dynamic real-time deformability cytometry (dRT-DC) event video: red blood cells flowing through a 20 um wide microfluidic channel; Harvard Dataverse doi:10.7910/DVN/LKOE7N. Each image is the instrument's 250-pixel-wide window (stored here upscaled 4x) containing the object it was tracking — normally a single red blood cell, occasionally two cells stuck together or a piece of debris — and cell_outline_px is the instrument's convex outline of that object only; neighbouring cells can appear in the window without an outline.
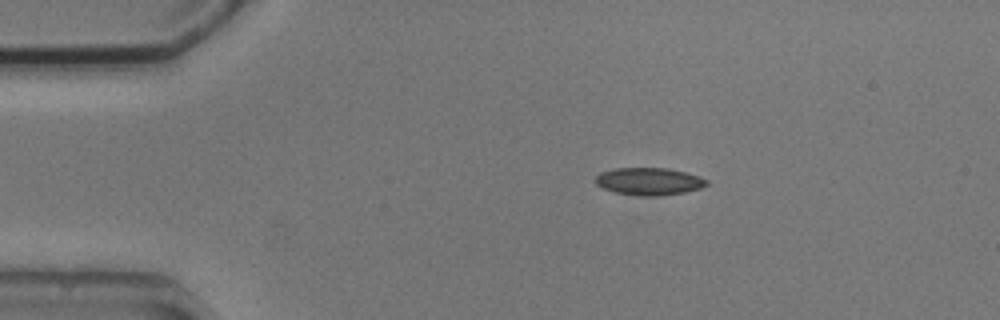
{"species": "common noctule bat (a hibernating species)", "species_latin": "Nyctalus noctula", "temperature_condition": "cold", "stored_images_in_passage": 9, "camera_frame_rate_fps": 3000, "um_per_image_px": 0.085, "animal": {"sex": "male", "body_mass_g": 20.5, "forearm_length_mm": 52.5}, "frame": {"image": 1, "passage_image": 1, "time_ms": 0.0, "image_size_px": [1000, 320], "cell_outline_px": [[708, 184], [700, 188], [684, 192], [656, 196], [640, 196], [616, 192], [604, 188], [596, 184], [596, 176], [600, 172], [612, 168], [668, 168], [700, 176], [708, 180]], "centroid_in_image_um": [55.17, 15.41], "position_along_channel_um": 29.8, "area_um2": 17.69}}
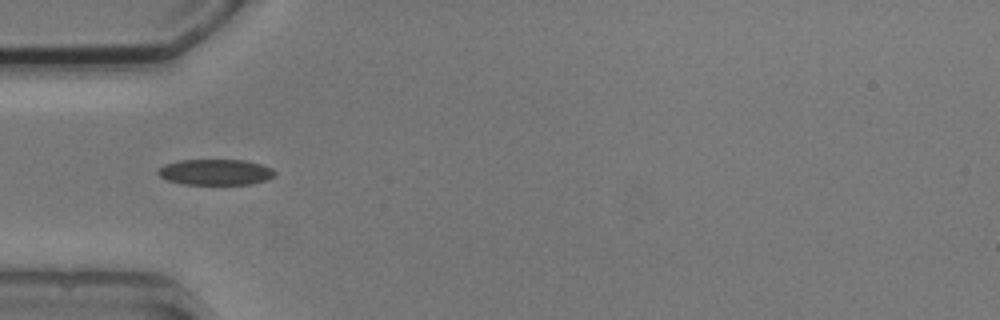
{"frame": {"image": 2, "passage_image": 3, "time_ms": 2.333, "image_size_px": [1000, 320], "cell_outline_px": [[276, 176], [268, 180], [252, 184], [184, 184], [168, 180], [160, 176], [156, 172], [164, 164], [180, 160], [244, 160], [260, 164], [272, 168], [276, 172]], "centroid_in_image_um": [18.36, 14.63], "position_along_channel_um": 66.6, "area_um2": 17.63}}